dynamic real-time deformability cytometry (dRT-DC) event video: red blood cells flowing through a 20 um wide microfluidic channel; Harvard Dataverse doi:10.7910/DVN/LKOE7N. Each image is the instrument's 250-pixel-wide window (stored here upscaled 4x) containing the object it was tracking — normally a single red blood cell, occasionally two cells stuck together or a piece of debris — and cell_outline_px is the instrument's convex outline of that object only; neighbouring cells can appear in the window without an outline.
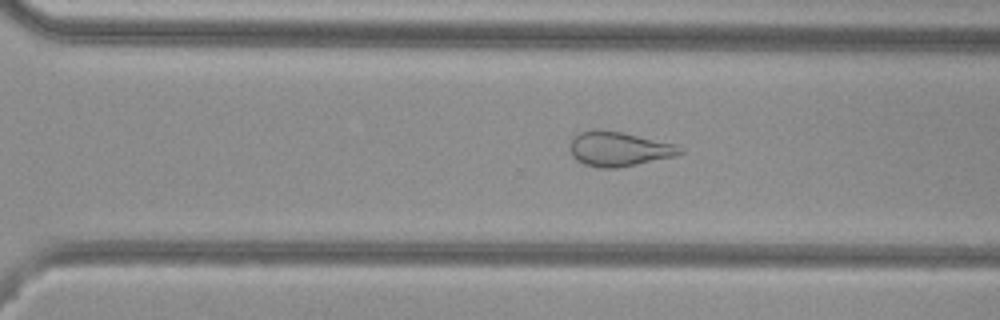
{"species": "common noctule bat (a hibernating species)", "species_latin": "Nyctalus noctula", "temperature_condition": "cold", "stored_images_in_passage": 37, "camera_frame_rate_fps": 3000, "um_per_image_px": 0.085, "animal": {"sex": "female", "body_mass_g": 29.2, "forearm_length_mm": 56.3}, "frame": {"image": 1, "passage_image": 32, "time_ms": 10.333, "image_size_px": [1000, 320], "cell_outline_px": [[684, 152], [676, 156], [616, 168], [600, 168], [584, 164], [576, 160], [572, 156], [568, 144], [580, 132], [592, 128], [600, 128], [624, 132], [676, 144]], "centroid_in_image_um": [52.57, 12.64], "position_along_channel_um": 318.0, "area_um2": 22.43}}